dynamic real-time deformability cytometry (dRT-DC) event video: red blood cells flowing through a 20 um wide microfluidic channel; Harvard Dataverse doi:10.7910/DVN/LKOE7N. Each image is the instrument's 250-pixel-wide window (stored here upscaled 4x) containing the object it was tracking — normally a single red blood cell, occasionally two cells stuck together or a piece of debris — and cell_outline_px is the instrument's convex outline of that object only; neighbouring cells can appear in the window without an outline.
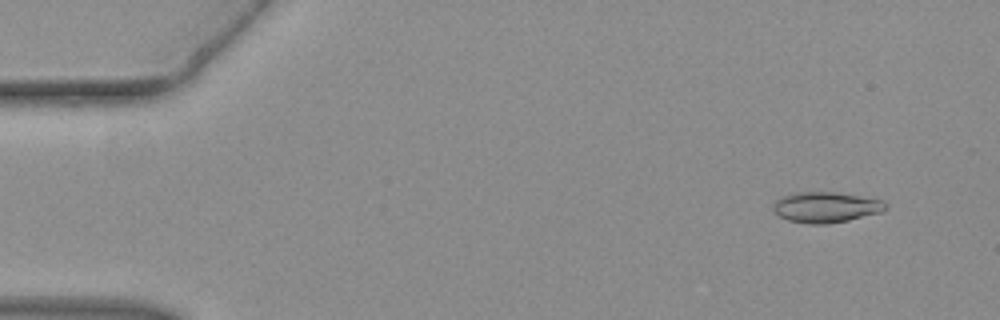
{"species": "common noctule bat (a hibernating species)", "species_latin": "Nyctalus noctula", "temperature_condition": "warm", "stored_images_in_passage": 47, "camera_frame_rate_fps": 3000, "um_per_image_px": 0.085, "animal": {"sex": "female", "body_mass_g": 19.3, "forearm_length_mm": 54.1}, "frame": {"image": 1, "passage_image": 4, "time_ms": 1.0, "image_size_px": [1000, 320], "cell_outline_px": [[888, 208], [884, 212], [848, 220], [828, 224], [808, 224], [788, 220], [780, 216], [772, 208], [776, 200], [780, 196], [800, 192], [832, 192], [884, 200], [888, 204]], "centroid_in_image_um": [70.24, 17.62], "position_along_channel_um": 14.8, "area_um2": 20.11}}
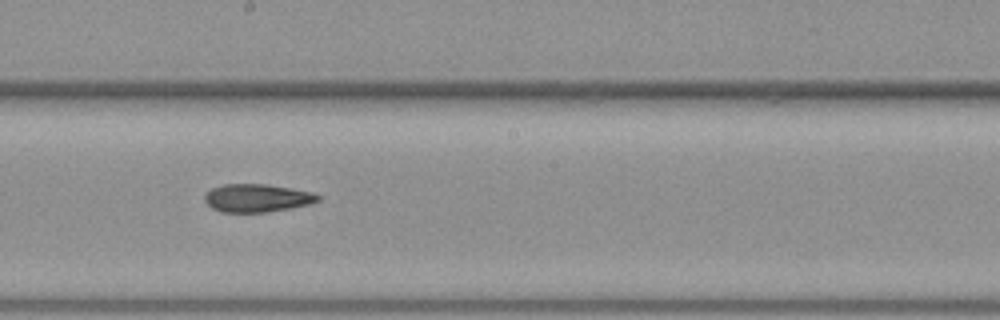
{"frame": {"image": 2, "passage_image": 26, "time_ms": 8.333, "image_size_px": [1000, 320], "cell_outline_px": [[320, 200], [308, 204], [268, 212], [220, 212], [212, 208], [204, 200], [204, 196], [212, 188], [224, 184], [268, 184], [292, 188], [312, 192], [320, 196]], "centroid_in_image_um": [21.84, 16.82], "position_along_channel_um": 226.4, "area_um2": 18.44}}
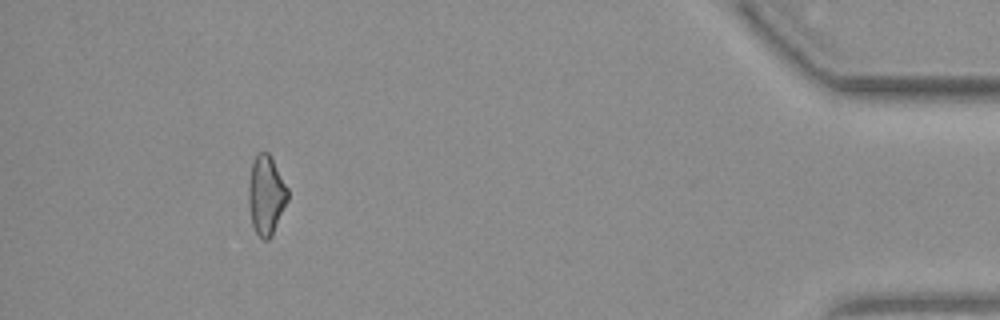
{"frame": {"image": 3, "passage_image": 43, "time_ms": 14.0, "image_size_px": [1000, 320], "cell_outline_px": [[288, 200], [272, 236], [268, 240], [264, 240], [256, 232], [252, 224], [248, 204], [248, 188], [252, 160], [260, 152], [268, 152], [272, 156], [288, 188]], "centroid_in_image_um": [22.62, 16.57], "position_along_channel_um": 412.6, "area_um2": 18.26}}